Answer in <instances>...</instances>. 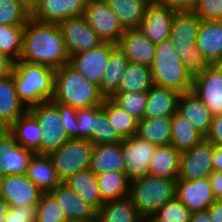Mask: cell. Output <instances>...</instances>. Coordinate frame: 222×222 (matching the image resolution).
I'll use <instances>...</instances> for the list:
<instances>
[{
    "instance_id": "1",
    "label": "cell",
    "mask_w": 222,
    "mask_h": 222,
    "mask_svg": "<svg viewBox=\"0 0 222 222\" xmlns=\"http://www.w3.org/2000/svg\"><path fill=\"white\" fill-rule=\"evenodd\" d=\"M19 60L53 69L69 63V55L58 23L30 17L24 25L22 54Z\"/></svg>"
},
{
    "instance_id": "2",
    "label": "cell",
    "mask_w": 222,
    "mask_h": 222,
    "mask_svg": "<svg viewBox=\"0 0 222 222\" xmlns=\"http://www.w3.org/2000/svg\"><path fill=\"white\" fill-rule=\"evenodd\" d=\"M201 23L202 19L194 11H177L168 38L193 77L203 73L212 65L196 48V38Z\"/></svg>"
},
{
    "instance_id": "3",
    "label": "cell",
    "mask_w": 222,
    "mask_h": 222,
    "mask_svg": "<svg viewBox=\"0 0 222 222\" xmlns=\"http://www.w3.org/2000/svg\"><path fill=\"white\" fill-rule=\"evenodd\" d=\"M11 74L18 98L27 110L52 100L55 69L17 60Z\"/></svg>"
},
{
    "instance_id": "4",
    "label": "cell",
    "mask_w": 222,
    "mask_h": 222,
    "mask_svg": "<svg viewBox=\"0 0 222 222\" xmlns=\"http://www.w3.org/2000/svg\"><path fill=\"white\" fill-rule=\"evenodd\" d=\"M104 99L99 86L86 79L69 64L55 69L54 93L51 101L69 105L78 110L100 106Z\"/></svg>"
},
{
    "instance_id": "5",
    "label": "cell",
    "mask_w": 222,
    "mask_h": 222,
    "mask_svg": "<svg viewBox=\"0 0 222 222\" xmlns=\"http://www.w3.org/2000/svg\"><path fill=\"white\" fill-rule=\"evenodd\" d=\"M150 69L154 85L171 88L179 93L192 91L193 76L180 60L177 49L171 45L169 39L156 44Z\"/></svg>"
},
{
    "instance_id": "6",
    "label": "cell",
    "mask_w": 222,
    "mask_h": 222,
    "mask_svg": "<svg viewBox=\"0 0 222 222\" xmlns=\"http://www.w3.org/2000/svg\"><path fill=\"white\" fill-rule=\"evenodd\" d=\"M176 180L150 174L131 180L128 197L143 218L150 217L175 197Z\"/></svg>"
},
{
    "instance_id": "7",
    "label": "cell",
    "mask_w": 222,
    "mask_h": 222,
    "mask_svg": "<svg viewBox=\"0 0 222 222\" xmlns=\"http://www.w3.org/2000/svg\"><path fill=\"white\" fill-rule=\"evenodd\" d=\"M93 147L89 139H69L48 154L60 183L76 172L90 169Z\"/></svg>"
},
{
    "instance_id": "8",
    "label": "cell",
    "mask_w": 222,
    "mask_h": 222,
    "mask_svg": "<svg viewBox=\"0 0 222 222\" xmlns=\"http://www.w3.org/2000/svg\"><path fill=\"white\" fill-rule=\"evenodd\" d=\"M42 128L39 154L48 155L69 140L58 108L51 102L40 103L28 109Z\"/></svg>"
},
{
    "instance_id": "9",
    "label": "cell",
    "mask_w": 222,
    "mask_h": 222,
    "mask_svg": "<svg viewBox=\"0 0 222 222\" xmlns=\"http://www.w3.org/2000/svg\"><path fill=\"white\" fill-rule=\"evenodd\" d=\"M65 48L69 57L91 49L104 43L99 35L90 27L84 15L69 17L58 23Z\"/></svg>"
},
{
    "instance_id": "10",
    "label": "cell",
    "mask_w": 222,
    "mask_h": 222,
    "mask_svg": "<svg viewBox=\"0 0 222 222\" xmlns=\"http://www.w3.org/2000/svg\"><path fill=\"white\" fill-rule=\"evenodd\" d=\"M84 16L104 42L117 44L125 32L106 0H88Z\"/></svg>"
},
{
    "instance_id": "11",
    "label": "cell",
    "mask_w": 222,
    "mask_h": 222,
    "mask_svg": "<svg viewBox=\"0 0 222 222\" xmlns=\"http://www.w3.org/2000/svg\"><path fill=\"white\" fill-rule=\"evenodd\" d=\"M157 146L137 135L121 141L124 173L131 181L148 175L150 160Z\"/></svg>"
},
{
    "instance_id": "12",
    "label": "cell",
    "mask_w": 222,
    "mask_h": 222,
    "mask_svg": "<svg viewBox=\"0 0 222 222\" xmlns=\"http://www.w3.org/2000/svg\"><path fill=\"white\" fill-rule=\"evenodd\" d=\"M214 144L205 138L193 148L181 152L177 179L195 180L209 177L213 172Z\"/></svg>"
},
{
    "instance_id": "13",
    "label": "cell",
    "mask_w": 222,
    "mask_h": 222,
    "mask_svg": "<svg viewBox=\"0 0 222 222\" xmlns=\"http://www.w3.org/2000/svg\"><path fill=\"white\" fill-rule=\"evenodd\" d=\"M192 91L213 116L222 114V64H214L193 77Z\"/></svg>"
},
{
    "instance_id": "14",
    "label": "cell",
    "mask_w": 222,
    "mask_h": 222,
    "mask_svg": "<svg viewBox=\"0 0 222 222\" xmlns=\"http://www.w3.org/2000/svg\"><path fill=\"white\" fill-rule=\"evenodd\" d=\"M177 11L158 0H151L139 29L153 43L158 44L169 38Z\"/></svg>"
},
{
    "instance_id": "15",
    "label": "cell",
    "mask_w": 222,
    "mask_h": 222,
    "mask_svg": "<svg viewBox=\"0 0 222 222\" xmlns=\"http://www.w3.org/2000/svg\"><path fill=\"white\" fill-rule=\"evenodd\" d=\"M43 191L26 174L5 175L2 178L0 197L10 207L37 206Z\"/></svg>"
},
{
    "instance_id": "16",
    "label": "cell",
    "mask_w": 222,
    "mask_h": 222,
    "mask_svg": "<svg viewBox=\"0 0 222 222\" xmlns=\"http://www.w3.org/2000/svg\"><path fill=\"white\" fill-rule=\"evenodd\" d=\"M116 44L104 42L97 48L69 57V65L98 86L107 67L110 51Z\"/></svg>"
},
{
    "instance_id": "17",
    "label": "cell",
    "mask_w": 222,
    "mask_h": 222,
    "mask_svg": "<svg viewBox=\"0 0 222 222\" xmlns=\"http://www.w3.org/2000/svg\"><path fill=\"white\" fill-rule=\"evenodd\" d=\"M34 152L17 144L7 129H0V171L3 176L26 174Z\"/></svg>"
},
{
    "instance_id": "18",
    "label": "cell",
    "mask_w": 222,
    "mask_h": 222,
    "mask_svg": "<svg viewBox=\"0 0 222 222\" xmlns=\"http://www.w3.org/2000/svg\"><path fill=\"white\" fill-rule=\"evenodd\" d=\"M175 197L191 213L207 210L216 200L209 177L195 180L177 179Z\"/></svg>"
},
{
    "instance_id": "19",
    "label": "cell",
    "mask_w": 222,
    "mask_h": 222,
    "mask_svg": "<svg viewBox=\"0 0 222 222\" xmlns=\"http://www.w3.org/2000/svg\"><path fill=\"white\" fill-rule=\"evenodd\" d=\"M88 0H39L31 17L41 22L59 23L69 17L82 16Z\"/></svg>"
},
{
    "instance_id": "20",
    "label": "cell",
    "mask_w": 222,
    "mask_h": 222,
    "mask_svg": "<svg viewBox=\"0 0 222 222\" xmlns=\"http://www.w3.org/2000/svg\"><path fill=\"white\" fill-rule=\"evenodd\" d=\"M116 45L125 52L130 63L151 67L156 44H153L140 29H126Z\"/></svg>"
},
{
    "instance_id": "21",
    "label": "cell",
    "mask_w": 222,
    "mask_h": 222,
    "mask_svg": "<svg viewBox=\"0 0 222 222\" xmlns=\"http://www.w3.org/2000/svg\"><path fill=\"white\" fill-rule=\"evenodd\" d=\"M63 211L67 221H85L96 218L97 211L65 183L49 192Z\"/></svg>"
},
{
    "instance_id": "22",
    "label": "cell",
    "mask_w": 222,
    "mask_h": 222,
    "mask_svg": "<svg viewBox=\"0 0 222 222\" xmlns=\"http://www.w3.org/2000/svg\"><path fill=\"white\" fill-rule=\"evenodd\" d=\"M177 112L188 119L204 138L207 136L213 115L193 91L180 94Z\"/></svg>"
},
{
    "instance_id": "23",
    "label": "cell",
    "mask_w": 222,
    "mask_h": 222,
    "mask_svg": "<svg viewBox=\"0 0 222 222\" xmlns=\"http://www.w3.org/2000/svg\"><path fill=\"white\" fill-rule=\"evenodd\" d=\"M178 91L153 85L147 92V103L143 118L172 117L177 112Z\"/></svg>"
},
{
    "instance_id": "24",
    "label": "cell",
    "mask_w": 222,
    "mask_h": 222,
    "mask_svg": "<svg viewBox=\"0 0 222 222\" xmlns=\"http://www.w3.org/2000/svg\"><path fill=\"white\" fill-rule=\"evenodd\" d=\"M196 48L214 64H222V20L202 21L197 38Z\"/></svg>"
},
{
    "instance_id": "25",
    "label": "cell",
    "mask_w": 222,
    "mask_h": 222,
    "mask_svg": "<svg viewBox=\"0 0 222 222\" xmlns=\"http://www.w3.org/2000/svg\"><path fill=\"white\" fill-rule=\"evenodd\" d=\"M26 111L18 98L12 74L0 77V129H8Z\"/></svg>"
},
{
    "instance_id": "26",
    "label": "cell",
    "mask_w": 222,
    "mask_h": 222,
    "mask_svg": "<svg viewBox=\"0 0 222 222\" xmlns=\"http://www.w3.org/2000/svg\"><path fill=\"white\" fill-rule=\"evenodd\" d=\"M128 64L129 61L125 52L115 45L110 51L109 61L99 85L100 93L105 98L112 97L116 92H118L121 79Z\"/></svg>"
},
{
    "instance_id": "27",
    "label": "cell",
    "mask_w": 222,
    "mask_h": 222,
    "mask_svg": "<svg viewBox=\"0 0 222 222\" xmlns=\"http://www.w3.org/2000/svg\"><path fill=\"white\" fill-rule=\"evenodd\" d=\"M18 145L39 154L42 128L35 117L27 110L8 129Z\"/></svg>"
},
{
    "instance_id": "28",
    "label": "cell",
    "mask_w": 222,
    "mask_h": 222,
    "mask_svg": "<svg viewBox=\"0 0 222 222\" xmlns=\"http://www.w3.org/2000/svg\"><path fill=\"white\" fill-rule=\"evenodd\" d=\"M90 170L96 174L105 172H124L121 142L116 144L94 145Z\"/></svg>"
},
{
    "instance_id": "29",
    "label": "cell",
    "mask_w": 222,
    "mask_h": 222,
    "mask_svg": "<svg viewBox=\"0 0 222 222\" xmlns=\"http://www.w3.org/2000/svg\"><path fill=\"white\" fill-rule=\"evenodd\" d=\"M64 183L96 211L104 203L101 199L96 175L90 169L76 172Z\"/></svg>"
},
{
    "instance_id": "30",
    "label": "cell",
    "mask_w": 222,
    "mask_h": 222,
    "mask_svg": "<svg viewBox=\"0 0 222 222\" xmlns=\"http://www.w3.org/2000/svg\"><path fill=\"white\" fill-rule=\"evenodd\" d=\"M180 156L181 152L173 145L157 147L150 160L148 174L168 179H177L180 168Z\"/></svg>"
},
{
    "instance_id": "31",
    "label": "cell",
    "mask_w": 222,
    "mask_h": 222,
    "mask_svg": "<svg viewBox=\"0 0 222 222\" xmlns=\"http://www.w3.org/2000/svg\"><path fill=\"white\" fill-rule=\"evenodd\" d=\"M96 218L98 222H141L143 219L129 197L105 201Z\"/></svg>"
},
{
    "instance_id": "32",
    "label": "cell",
    "mask_w": 222,
    "mask_h": 222,
    "mask_svg": "<svg viewBox=\"0 0 222 222\" xmlns=\"http://www.w3.org/2000/svg\"><path fill=\"white\" fill-rule=\"evenodd\" d=\"M123 28L139 29L151 0H106Z\"/></svg>"
},
{
    "instance_id": "33",
    "label": "cell",
    "mask_w": 222,
    "mask_h": 222,
    "mask_svg": "<svg viewBox=\"0 0 222 222\" xmlns=\"http://www.w3.org/2000/svg\"><path fill=\"white\" fill-rule=\"evenodd\" d=\"M26 175L43 192H50L60 184L51 158L46 154H34Z\"/></svg>"
},
{
    "instance_id": "34",
    "label": "cell",
    "mask_w": 222,
    "mask_h": 222,
    "mask_svg": "<svg viewBox=\"0 0 222 222\" xmlns=\"http://www.w3.org/2000/svg\"><path fill=\"white\" fill-rule=\"evenodd\" d=\"M172 117L143 118L138 121L137 136L159 146L171 145Z\"/></svg>"
},
{
    "instance_id": "35",
    "label": "cell",
    "mask_w": 222,
    "mask_h": 222,
    "mask_svg": "<svg viewBox=\"0 0 222 222\" xmlns=\"http://www.w3.org/2000/svg\"><path fill=\"white\" fill-rule=\"evenodd\" d=\"M203 139L204 137L194 128L188 119L178 112L172 116L171 145L179 152L193 148Z\"/></svg>"
},
{
    "instance_id": "36",
    "label": "cell",
    "mask_w": 222,
    "mask_h": 222,
    "mask_svg": "<svg viewBox=\"0 0 222 222\" xmlns=\"http://www.w3.org/2000/svg\"><path fill=\"white\" fill-rule=\"evenodd\" d=\"M110 124L122 139L137 134L138 121L111 97L105 98L102 104Z\"/></svg>"
},
{
    "instance_id": "37",
    "label": "cell",
    "mask_w": 222,
    "mask_h": 222,
    "mask_svg": "<svg viewBox=\"0 0 222 222\" xmlns=\"http://www.w3.org/2000/svg\"><path fill=\"white\" fill-rule=\"evenodd\" d=\"M101 199L119 200L129 196L130 180L124 172H105L96 174Z\"/></svg>"
},
{
    "instance_id": "38",
    "label": "cell",
    "mask_w": 222,
    "mask_h": 222,
    "mask_svg": "<svg viewBox=\"0 0 222 222\" xmlns=\"http://www.w3.org/2000/svg\"><path fill=\"white\" fill-rule=\"evenodd\" d=\"M153 85L150 67L129 62L118 92H148Z\"/></svg>"
},
{
    "instance_id": "39",
    "label": "cell",
    "mask_w": 222,
    "mask_h": 222,
    "mask_svg": "<svg viewBox=\"0 0 222 222\" xmlns=\"http://www.w3.org/2000/svg\"><path fill=\"white\" fill-rule=\"evenodd\" d=\"M24 25H0V53L15 62L22 54Z\"/></svg>"
},
{
    "instance_id": "40",
    "label": "cell",
    "mask_w": 222,
    "mask_h": 222,
    "mask_svg": "<svg viewBox=\"0 0 222 222\" xmlns=\"http://www.w3.org/2000/svg\"><path fill=\"white\" fill-rule=\"evenodd\" d=\"M123 139L112 127L102 105L95 106L94 145L116 144Z\"/></svg>"
},
{
    "instance_id": "41",
    "label": "cell",
    "mask_w": 222,
    "mask_h": 222,
    "mask_svg": "<svg viewBox=\"0 0 222 222\" xmlns=\"http://www.w3.org/2000/svg\"><path fill=\"white\" fill-rule=\"evenodd\" d=\"M111 98L137 121L143 119L147 92H116Z\"/></svg>"
},
{
    "instance_id": "42",
    "label": "cell",
    "mask_w": 222,
    "mask_h": 222,
    "mask_svg": "<svg viewBox=\"0 0 222 222\" xmlns=\"http://www.w3.org/2000/svg\"><path fill=\"white\" fill-rule=\"evenodd\" d=\"M30 17L18 0H0V25H25Z\"/></svg>"
},
{
    "instance_id": "43",
    "label": "cell",
    "mask_w": 222,
    "mask_h": 222,
    "mask_svg": "<svg viewBox=\"0 0 222 222\" xmlns=\"http://www.w3.org/2000/svg\"><path fill=\"white\" fill-rule=\"evenodd\" d=\"M36 222H68L55 198L43 192L36 206Z\"/></svg>"
},
{
    "instance_id": "44",
    "label": "cell",
    "mask_w": 222,
    "mask_h": 222,
    "mask_svg": "<svg viewBox=\"0 0 222 222\" xmlns=\"http://www.w3.org/2000/svg\"><path fill=\"white\" fill-rule=\"evenodd\" d=\"M191 212L176 197L166 202L152 217L157 222H190Z\"/></svg>"
},
{
    "instance_id": "45",
    "label": "cell",
    "mask_w": 222,
    "mask_h": 222,
    "mask_svg": "<svg viewBox=\"0 0 222 222\" xmlns=\"http://www.w3.org/2000/svg\"><path fill=\"white\" fill-rule=\"evenodd\" d=\"M61 115L62 124L69 139H79L78 121L76 117L77 110L69 105L56 101H51Z\"/></svg>"
},
{
    "instance_id": "46",
    "label": "cell",
    "mask_w": 222,
    "mask_h": 222,
    "mask_svg": "<svg viewBox=\"0 0 222 222\" xmlns=\"http://www.w3.org/2000/svg\"><path fill=\"white\" fill-rule=\"evenodd\" d=\"M79 139L94 140L95 106L78 109L76 113Z\"/></svg>"
},
{
    "instance_id": "47",
    "label": "cell",
    "mask_w": 222,
    "mask_h": 222,
    "mask_svg": "<svg viewBox=\"0 0 222 222\" xmlns=\"http://www.w3.org/2000/svg\"><path fill=\"white\" fill-rule=\"evenodd\" d=\"M193 11L202 21L222 20V0H197Z\"/></svg>"
},
{
    "instance_id": "48",
    "label": "cell",
    "mask_w": 222,
    "mask_h": 222,
    "mask_svg": "<svg viewBox=\"0 0 222 222\" xmlns=\"http://www.w3.org/2000/svg\"><path fill=\"white\" fill-rule=\"evenodd\" d=\"M36 218L35 206H12L3 222H36Z\"/></svg>"
},
{
    "instance_id": "49",
    "label": "cell",
    "mask_w": 222,
    "mask_h": 222,
    "mask_svg": "<svg viewBox=\"0 0 222 222\" xmlns=\"http://www.w3.org/2000/svg\"><path fill=\"white\" fill-rule=\"evenodd\" d=\"M206 140L214 145L222 146V114L213 116Z\"/></svg>"
},
{
    "instance_id": "50",
    "label": "cell",
    "mask_w": 222,
    "mask_h": 222,
    "mask_svg": "<svg viewBox=\"0 0 222 222\" xmlns=\"http://www.w3.org/2000/svg\"><path fill=\"white\" fill-rule=\"evenodd\" d=\"M175 11H193L197 0H158Z\"/></svg>"
},
{
    "instance_id": "51",
    "label": "cell",
    "mask_w": 222,
    "mask_h": 222,
    "mask_svg": "<svg viewBox=\"0 0 222 222\" xmlns=\"http://www.w3.org/2000/svg\"><path fill=\"white\" fill-rule=\"evenodd\" d=\"M209 181L216 200L222 199V171H213Z\"/></svg>"
},
{
    "instance_id": "52",
    "label": "cell",
    "mask_w": 222,
    "mask_h": 222,
    "mask_svg": "<svg viewBox=\"0 0 222 222\" xmlns=\"http://www.w3.org/2000/svg\"><path fill=\"white\" fill-rule=\"evenodd\" d=\"M14 64L15 61L11 57L0 53V77L10 75L14 69Z\"/></svg>"
},
{
    "instance_id": "53",
    "label": "cell",
    "mask_w": 222,
    "mask_h": 222,
    "mask_svg": "<svg viewBox=\"0 0 222 222\" xmlns=\"http://www.w3.org/2000/svg\"><path fill=\"white\" fill-rule=\"evenodd\" d=\"M208 212L212 222H222V199L215 200L208 208Z\"/></svg>"
},
{
    "instance_id": "54",
    "label": "cell",
    "mask_w": 222,
    "mask_h": 222,
    "mask_svg": "<svg viewBox=\"0 0 222 222\" xmlns=\"http://www.w3.org/2000/svg\"><path fill=\"white\" fill-rule=\"evenodd\" d=\"M213 171H222V146L214 145Z\"/></svg>"
},
{
    "instance_id": "55",
    "label": "cell",
    "mask_w": 222,
    "mask_h": 222,
    "mask_svg": "<svg viewBox=\"0 0 222 222\" xmlns=\"http://www.w3.org/2000/svg\"><path fill=\"white\" fill-rule=\"evenodd\" d=\"M190 222H212L208 209L191 213Z\"/></svg>"
},
{
    "instance_id": "56",
    "label": "cell",
    "mask_w": 222,
    "mask_h": 222,
    "mask_svg": "<svg viewBox=\"0 0 222 222\" xmlns=\"http://www.w3.org/2000/svg\"><path fill=\"white\" fill-rule=\"evenodd\" d=\"M8 203L0 197V222H3L7 216L8 210H9Z\"/></svg>"
},
{
    "instance_id": "57",
    "label": "cell",
    "mask_w": 222,
    "mask_h": 222,
    "mask_svg": "<svg viewBox=\"0 0 222 222\" xmlns=\"http://www.w3.org/2000/svg\"><path fill=\"white\" fill-rule=\"evenodd\" d=\"M30 13L37 7L39 0H18Z\"/></svg>"
},
{
    "instance_id": "58",
    "label": "cell",
    "mask_w": 222,
    "mask_h": 222,
    "mask_svg": "<svg viewBox=\"0 0 222 222\" xmlns=\"http://www.w3.org/2000/svg\"><path fill=\"white\" fill-rule=\"evenodd\" d=\"M141 222H157L152 216L144 217Z\"/></svg>"
},
{
    "instance_id": "59",
    "label": "cell",
    "mask_w": 222,
    "mask_h": 222,
    "mask_svg": "<svg viewBox=\"0 0 222 222\" xmlns=\"http://www.w3.org/2000/svg\"><path fill=\"white\" fill-rule=\"evenodd\" d=\"M69 222H98L97 218H94L92 220H85V221H69Z\"/></svg>"
},
{
    "instance_id": "60",
    "label": "cell",
    "mask_w": 222,
    "mask_h": 222,
    "mask_svg": "<svg viewBox=\"0 0 222 222\" xmlns=\"http://www.w3.org/2000/svg\"><path fill=\"white\" fill-rule=\"evenodd\" d=\"M2 178H3V174H2V172L0 171V189H1Z\"/></svg>"
}]
</instances>
